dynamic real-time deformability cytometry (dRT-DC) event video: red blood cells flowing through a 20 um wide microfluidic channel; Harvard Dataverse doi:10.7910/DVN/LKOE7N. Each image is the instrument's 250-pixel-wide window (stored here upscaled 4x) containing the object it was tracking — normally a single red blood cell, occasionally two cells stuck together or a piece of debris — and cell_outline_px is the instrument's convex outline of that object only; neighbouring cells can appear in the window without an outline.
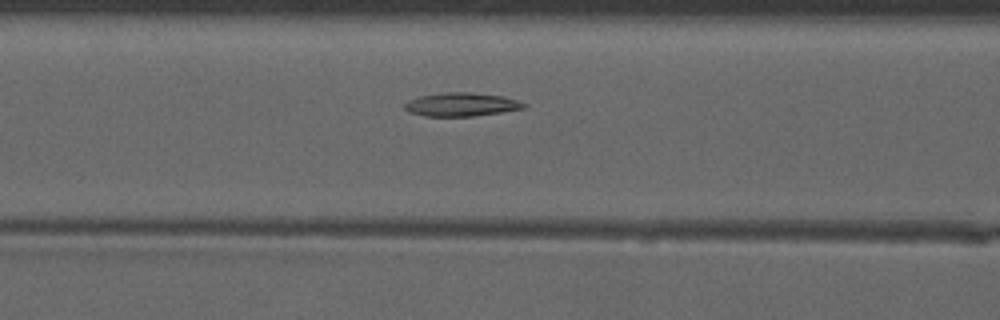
{"species": "common noctule bat (a hibernating species)", "species_latin": "Nyctalus noctula", "temperature_condition": "warm", "stored_images_in_passage": 34, "camera_frame_rate_fps": 3000, "um_per_image_px": 0.085, "animal": {"sex": "male", "forearm_length_mm": 52.5}, "frame": {"image": 1, "passage_image": 5, "time_ms": 1.333, "image_size_px": [1000, 320], "cell_outline_px": [[528, 104], [524, 108], [500, 112], [472, 116], [424, 116], [408, 112], [404, 108], [404, 104], [408, 100], [420, 96], [444, 92], [468, 92], [504, 96]], "centroid_in_image_um": [39.18, 8.88], "position_along_channel_um": 127.4, "area_um2": 16.3}}
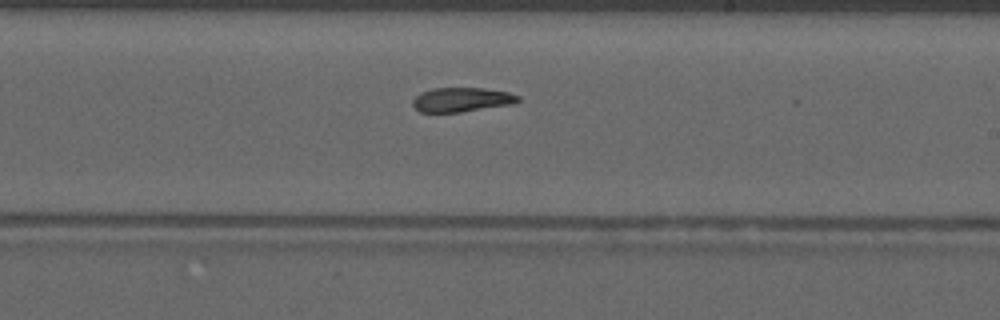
{"frame": {"image": 2, "passage_image": 14, "time_ms": 4.333, "image_size_px": [1000, 320], "cell_outline_px": [[520, 100], [512, 104], [460, 112], [420, 112], [412, 104], [412, 100], [420, 92], [432, 88], [484, 88], [508, 92], [520, 96]], "centroid_in_image_um": [39.23, 8.46], "position_along_channel_um": 249.8, "area_um2": 14.91}}
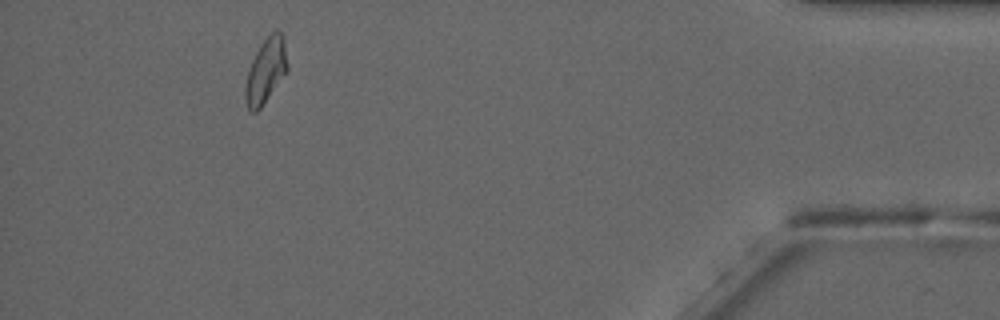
{"frame": {"image": 3, "passage_image": 30, "time_ms": 9.667, "image_size_px": [1000, 320], "cell_outline_px": [[288, 72], [260, 108], [256, 112], [252, 112], [248, 108], [244, 100], [244, 88], [248, 72], [252, 60], [260, 44], [276, 28], [284, 36], [288, 64]], "centroid_in_image_um": [22.61, 6.01], "position_along_channel_um": 412.6, "area_um2": 16.13}, "authors_computed_cell_mechanics": {"area_um2": 15.8372, "velocity_mm_per_s": 4.1001, "shape_relaxation_time_tau1_ms": null, "shape_relaxation_time_tau2_ms": 2.2987, "deformation_change_tau1": null, "deformation_change_tau2": 0.1032}}